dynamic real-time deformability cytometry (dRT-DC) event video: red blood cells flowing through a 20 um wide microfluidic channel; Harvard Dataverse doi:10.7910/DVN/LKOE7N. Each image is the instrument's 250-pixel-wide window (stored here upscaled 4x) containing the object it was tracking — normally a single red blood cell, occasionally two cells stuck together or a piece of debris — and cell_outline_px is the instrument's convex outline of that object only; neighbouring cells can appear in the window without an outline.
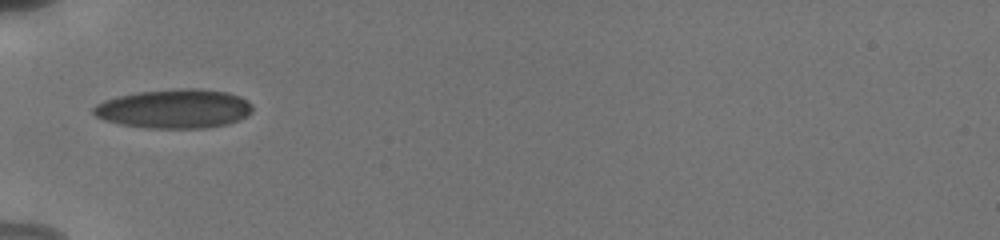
{"species": "human", "species_latin": "Homo sapiens", "temperature_condition": "cold", "stored_images_in_passage": 36, "camera_frame_rate_fps": 3000, "um_per_image_px": 0.085, "donor": {"sex": "male"}, "frame": {"image": 1, "passage_image": 1, "time_ms": 0.0, "image_size_px": [1000, 240], "cell_outline_px": [[252, 112], [248, 116], [240, 120], [228, 124], [204, 128], [144, 128], [120, 124], [104, 120], [96, 116], [92, 112], [92, 108], [96, 104], [104, 100], [136, 92], [176, 88], [200, 88], [228, 92], [240, 96], [248, 100], [252, 104]], "centroid_in_image_um": [14.84, 9.24], "position_along_channel_um": 70.2, "area_um2": 36.7}}
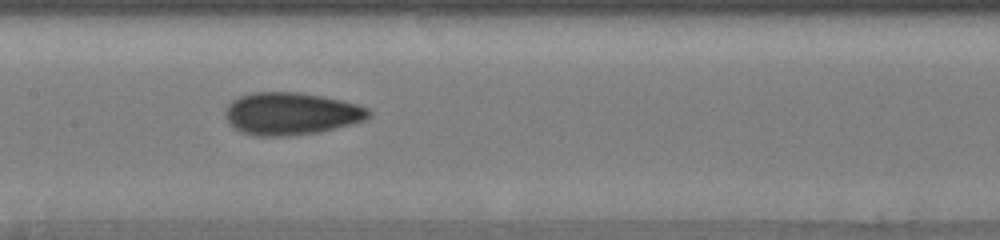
{"frame": {"image": 2, "passage_image": 14, "time_ms": 3.0, "image_size_px": [1000, 240], "cell_outline_px": [[372, 112], [364, 120], [352, 124], [320, 132], [280, 136], [256, 136], [240, 132], [224, 116], [224, 108], [232, 100], [240, 96], [252, 92], [300, 92], [340, 100], [356, 104], [368, 108]], "centroid_in_image_um": [24.72, 9.66], "position_along_channel_um": 182.7, "area_um2": 35.37}}
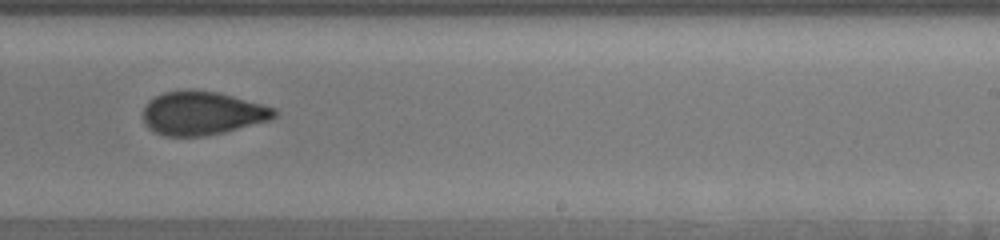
{"frame": {"image": 3, "passage_image": 24, "time_ms": 5.333, "image_size_px": [1000, 240], "cell_outline_px": [[280, 112], [272, 120], [224, 132], [204, 136], [164, 136], [152, 132], [144, 124], [144, 104], [148, 100], [164, 92], [188, 88], [192, 88], [216, 92], [232, 96], [276, 108]], "centroid_in_image_um": [17.18, 9.62], "position_along_channel_um": 271.8, "area_um2": 33.81}, "authors_computed_cell_mechanics": {"area_um2": 34.4488, "velocity_mm_per_s": 3.8413, "shape_relaxation_time_tau1_ms": 4.6064, "shape_relaxation_time_tau2_ms": 1.6432, "deformation_change_tau1": 0.1366, "deformation_change_tau2": 0.0711}}